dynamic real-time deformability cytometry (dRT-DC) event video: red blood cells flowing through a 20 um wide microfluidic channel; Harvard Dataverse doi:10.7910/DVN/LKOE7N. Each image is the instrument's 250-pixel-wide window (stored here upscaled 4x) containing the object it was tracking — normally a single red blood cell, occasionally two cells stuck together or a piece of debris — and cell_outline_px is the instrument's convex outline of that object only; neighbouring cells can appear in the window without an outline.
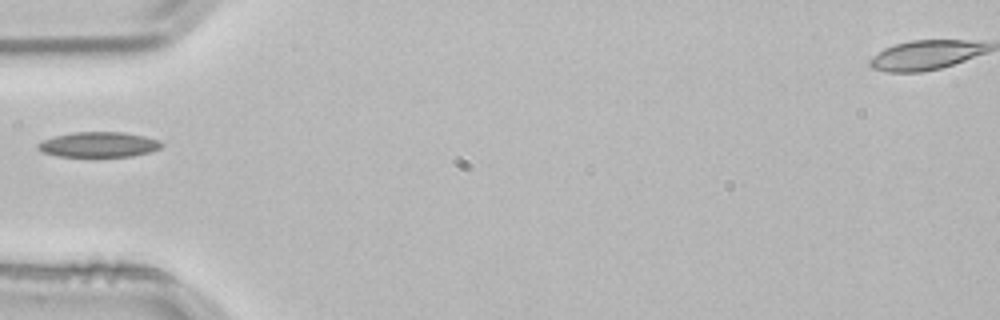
{"species": "common noctule bat (a hibernating species)", "species_latin": "Nyctalus noctula", "temperature_condition": "room temperature", "stored_images_in_passage": 1, "camera_frame_rate_fps": 3000, "um_per_image_px": 0.085, "animal": {"sex": "male", "body_mass_g": 21.5, "forearm_length_mm": 52.0}, "frame": {"image": 1, "passage_image": 1, "time_ms": 0.0, "image_size_px": [1000, 320], "cell_outline_px": [[164, 144], [160, 148], [148, 152], [132, 156], [56, 156], [44, 152], [36, 148], [36, 144], [44, 140], [56, 136], [72, 132], [124, 132], [144, 136], [160, 140]], "centroid_in_image_um": [8.4, 12.28], "position_along_channel_um": 76.6, "area_um2": 18.03}}